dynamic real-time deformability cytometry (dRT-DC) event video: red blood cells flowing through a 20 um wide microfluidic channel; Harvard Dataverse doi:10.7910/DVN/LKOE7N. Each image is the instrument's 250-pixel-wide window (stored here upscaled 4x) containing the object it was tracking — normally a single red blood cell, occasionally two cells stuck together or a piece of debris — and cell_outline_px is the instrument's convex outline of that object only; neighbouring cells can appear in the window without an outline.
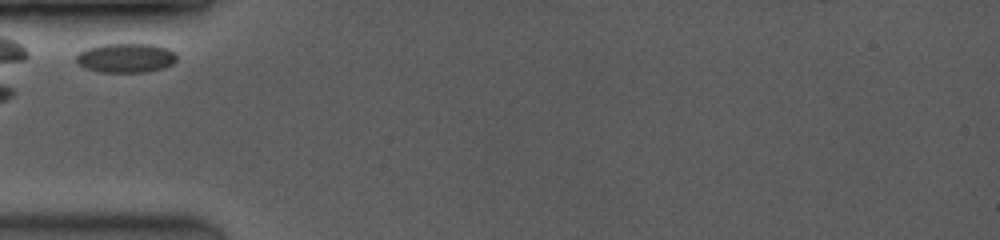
{"species": "common noctule bat (a hibernating species)", "species_latin": "Nyctalus noctula", "temperature_condition": "room temperature", "stored_images_in_passage": 5, "camera_frame_rate_fps": 3500, "um_per_image_px": 0.085, "animal": {"sex": "female", "body_mass_g": 19.0, "forearm_length_mm": 53.3}, "frame": {"image": 1, "passage_image": 1, "time_ms": 0.0, "image_size_px": [1000, 240], "cell_outline_px": [[176, 60], [172, 64], [164, 68], [148, 72], [100, 72], [84, 68], [76, 60], [76, 56], [80, 52], [88, 48], [100, 44], [152, 44], [168, 48], [176, 56]], "centroid_in_image_um": [10.7, 4.93], "position_along_channel_um": 74.3, "area_um2": 17.17}}